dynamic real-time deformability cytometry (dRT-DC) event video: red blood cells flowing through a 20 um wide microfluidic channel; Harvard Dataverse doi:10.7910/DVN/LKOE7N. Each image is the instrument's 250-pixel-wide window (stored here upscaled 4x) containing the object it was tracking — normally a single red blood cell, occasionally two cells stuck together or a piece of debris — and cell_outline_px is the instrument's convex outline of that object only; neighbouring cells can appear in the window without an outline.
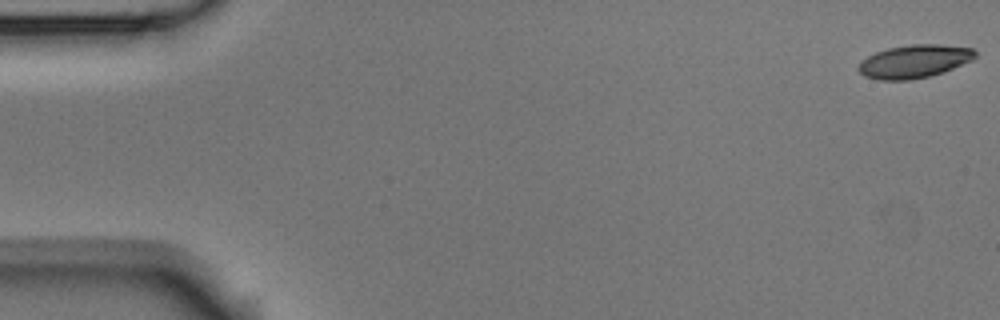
{"species": "Egyptian fruit bat (a non-hibernating species)", "species_latin": "Rousettus aegyptiacus", "temperature_condition": "room temperature", "stored_images_in_passage": 54, "camera_frame_rate_fps": 3000, "um_per_image_px": 0.085, "animal": {"sex": "male"}, "frame": {"image": 1, "passage_image": 1, "time_ms": 0.0, "image_size_px": [1000, 320], "cell_outline_px": [[976, 56], [972, 60], [944, 72], [928, 76], [908, 80], [880, 80], [864, 76], [856, 68], [868, 56], [876, 52], [888, 48], [912, 44], [940, 44], [972, 48], [976, 52]], "centroid_in_image_um": [77.72, 5.21], "position_along_channel_um": 7.3, "area_um2": 22.43}}
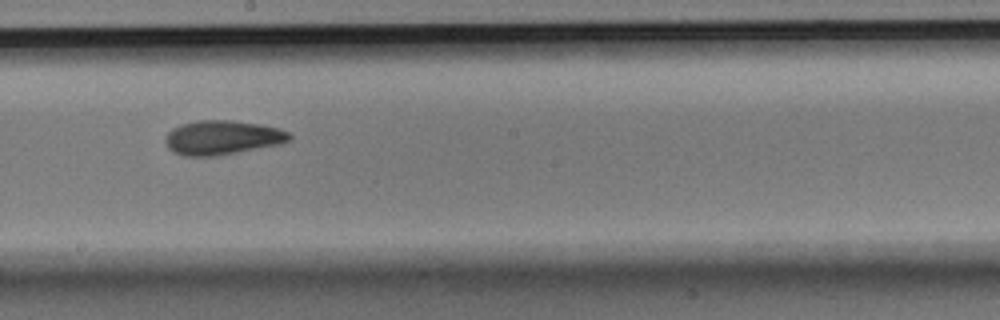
{"frame": {"image": 2, "passage_image": 30, "time_ms": 9.667, "image_size_px": [1000, 320], "cell_outline_px": [[292, 140], [280, 144], [216, 156], [184, 156], [172, 152], [168, 148], [164, 140], [164, 136], [172, 128], [180, 124], [196, 120], [232, 120], [260, 124], [280, 128], [288, 132], [292, 136]], "centroid_in_image_um": [18.87, 11.69], "position_along_channel_um": 229.3, "area_um2": 25.09}}
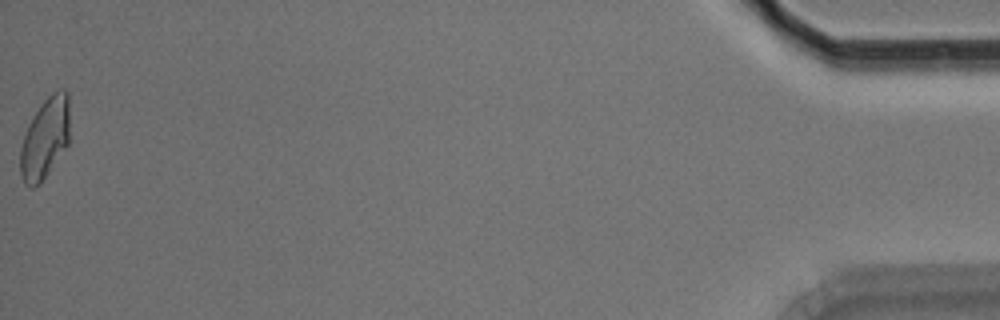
{"frame": {"image": 3, "passage_image": 54, "time_ms": 17.667, "image_size_px": [1000, 320], "cell_outline_px": [[68, 144], [40, 184], [32, 188], [24, 184], [20, 172], [20, 148], [28, 124], [40, 104], [52, 92], [60, 88], [64, 88], [68, 92]], "centroid_in_image_um": [3.81, 11.75], "position_along_channel_um": 431.4, "area_um2": 23.24}, "authors_computed_cell_mechanics": {"area_um2": 23.3801, "velocity_mm_per_s": 3.7582, "shape_relaxation_time_tau1_ms": 9.0012, "shape_relaxation_time_tau2_ms": 4.4565, "deformation_change_tau1": 0.209, "deformation_change_tau2": 0.1174}}